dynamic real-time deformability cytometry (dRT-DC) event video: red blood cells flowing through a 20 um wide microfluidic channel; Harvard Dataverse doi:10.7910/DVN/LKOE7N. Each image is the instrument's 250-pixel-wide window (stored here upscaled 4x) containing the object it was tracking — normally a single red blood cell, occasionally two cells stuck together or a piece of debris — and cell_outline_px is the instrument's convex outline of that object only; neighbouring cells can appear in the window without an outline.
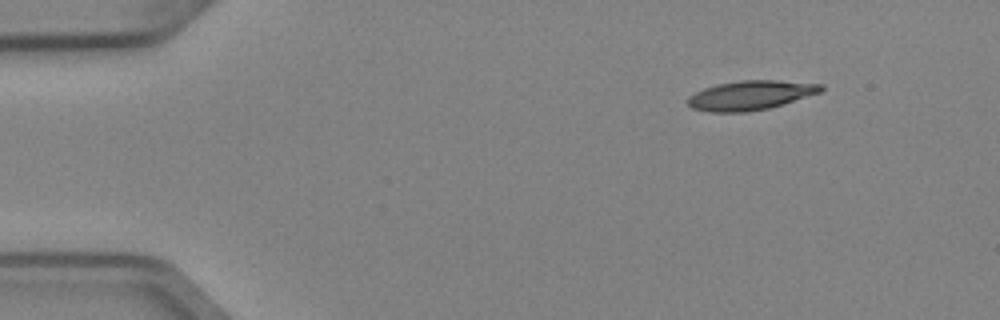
{"species": "Egyptian fruit bat (a non-hibernating species)", "species_latin": "Rousettus aegyptiacus", "temperature_condition": "cold", "stored_images_in_passage": 21, "camera_frame_rate_fps": 3000, "um_per_image_px": 0.085, "animal": {"sex": "female"}, "frame": {"image": 1, "passage_image": 1, "time_ms": 0.0, "image_size_px": [1000, 320], "cell_outline_px": [[824, 88], [820, 92], [784, 104], [768, 108], [748, 112], [712, 112], [692, 108], [688, 104], [688, 96], [704, 88], [716, 84], [740, 80], [776, 80], [824, 84]], "centroid_in_image_um": [63.8, 8.09], "position_along_channel_um": 21.2, "area_um2": 22.77}}
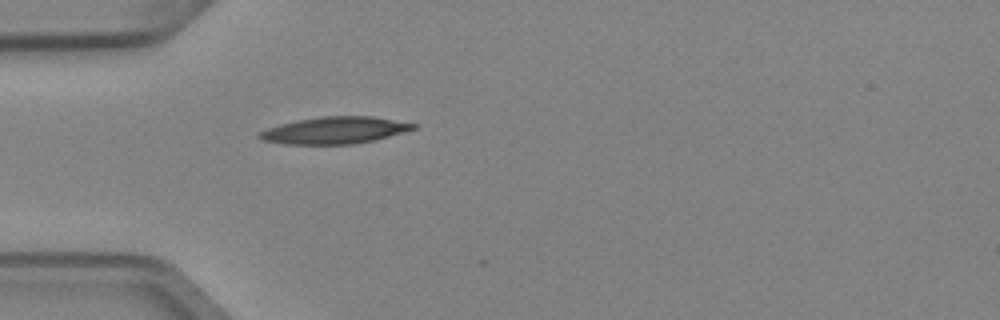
{"frame": {"image": 2, "passage_image": 10, "time_ms": 3.0, "image_size_px": [1000, 320], "cell_outline_px": [[416, 128], [388, 136], [372, 140], [352, 144], [284, 144], [264, 140], [256, 136], [256, 132], [280, 124], [296, 120], [320, 116], [372, 116], [416, 124]], "centroid_in_image_um": [28.38, 11.07], "position_along_channel_um": 56.6, "area_um2": 23.93}}
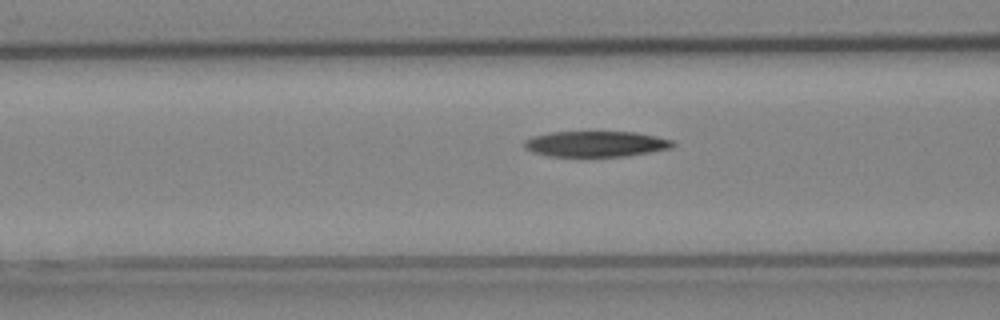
{"frame": {"image": 3, "passage_image": 15, "time_ms": 4.667, "image_size_px": [1000, 320], "cell_outline_px": [[676, 144], [672, 148], [628, 156], [548, 156], [532, 152], [524, 148], [524, 140], [532, 136], [552, 132], [636, 132], [656, 136], [672, 140]], "centroid_in_image_um": [50.65, 12.23], "position_along_channel_um": 116.0, "area_um2": 22.31}}